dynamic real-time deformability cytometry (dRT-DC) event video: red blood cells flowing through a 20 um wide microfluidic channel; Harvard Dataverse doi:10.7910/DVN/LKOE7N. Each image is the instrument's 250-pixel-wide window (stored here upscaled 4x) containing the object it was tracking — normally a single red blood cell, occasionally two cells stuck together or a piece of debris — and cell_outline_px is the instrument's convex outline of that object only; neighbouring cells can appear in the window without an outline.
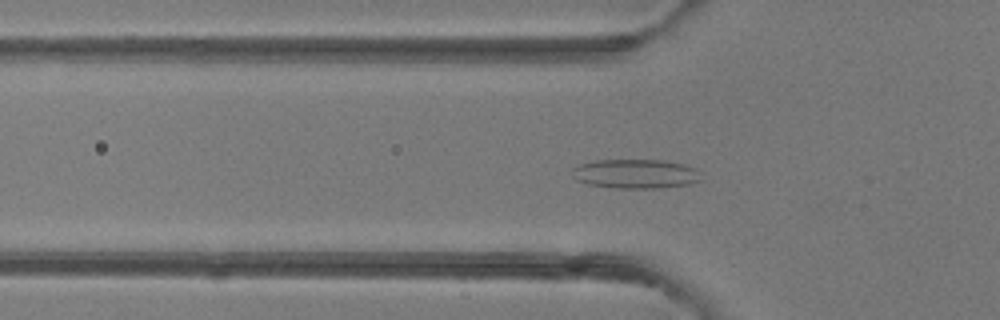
{"species": "common noctule bat (a hibernating species)", "species_latin": "Nyctalus noctula", "temperature_condition": "room temperature", "stored_images_in_passage": 48, "camera_frame_rate_fps": 3000, "um_per_image_px": 0.085, "animal": {"sex": "female"}, "frame": {"image": 1, "passage_image": 15, "time_ms": 4.667, "image_size_px": [1000, 320], "cell_outline_px": [[704, 180], [688, 184], [660, 188], [616, 188], [588, 184], [576, 180], [572, 176], [572, 168], [580, 164], [596, 160], [664, 160], [684, 164], [696, 168]], "centroid_in_image_um": [54.04, 14.77], "position_along_channel_um": 71.8, "area_um2": 22.2}}
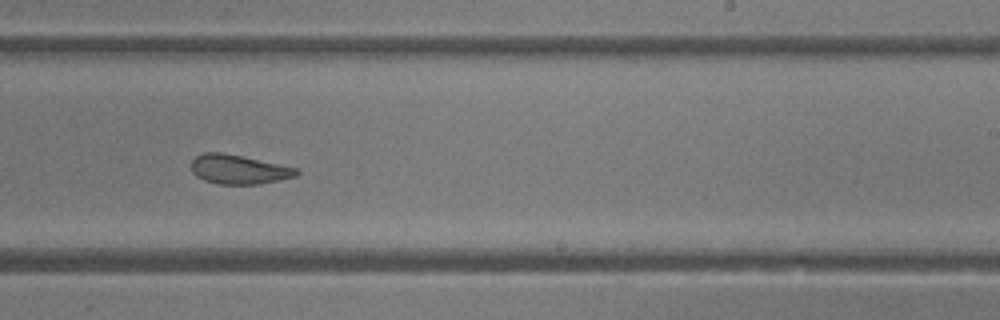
{"frame": {"image": 2, "passage_image": 29, "time_ms": 9.333, "image_size_px": [1000, 320], "cell_outline_px": [[300, 172], [296, 176], [260, 184], [216, 184], [204, 180], [196, 176], [192, 172], [192, 160], [196, 156], [204, 152], [220, 152], [300, 168]], "centroid_in_image_um": [20.3, 14.4], "position_along_channel_um": 268.7, "area_um2": 17.92}}
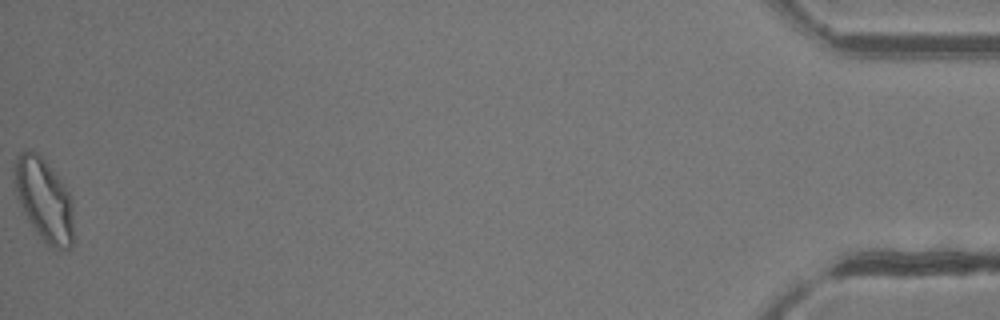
{"frame": {"image": 3, "passage_image": 48, "time_ms": 15.667, "image_size_px": [1000, 320], "cell_outline_px": [[72, 244], [68, 248], [52, 248], [44, 244], [24, 212], [16, 196], [12, 168], [16, 156], [24, 148], [32, 148], [48, 164], [64, 184], [68, 192], [72, 204]], "centroid_in_image_um": [3.69, 16.92], "position_along_channel_um": 431.5, "area_um2": 28.67}, "authors_computed_cell_mechanics": {"area_um2": 21.5016, "velocity_mm_per_s": 4.2036, "shape_relaxation_time_tau1_ms": 3.5371, "shape_relaxation_time_tau2_ms": 1.4198, "deformation_change_tau1": 0.1247, "deformation_change_tau2": 0.0898}}